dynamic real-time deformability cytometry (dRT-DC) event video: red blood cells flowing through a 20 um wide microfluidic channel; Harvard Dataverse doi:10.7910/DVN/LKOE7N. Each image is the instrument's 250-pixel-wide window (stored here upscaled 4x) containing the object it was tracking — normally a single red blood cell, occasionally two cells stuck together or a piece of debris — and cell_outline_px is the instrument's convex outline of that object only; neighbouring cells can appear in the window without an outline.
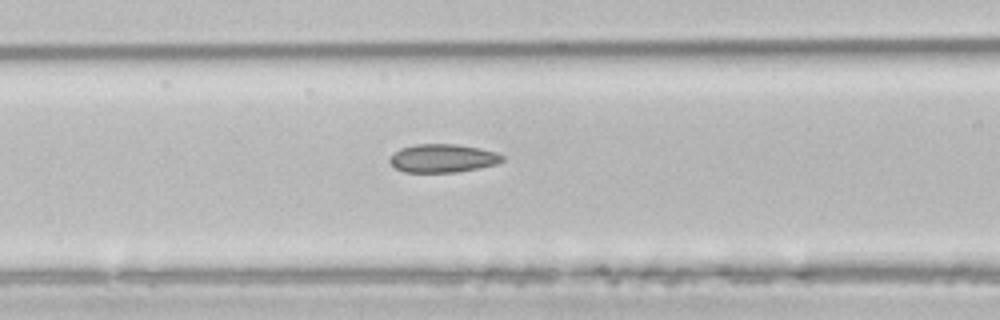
{"species": "common noctule bat (a hibernating species)", "species_latin": "Nyctalus noctula", "temperature_condition": "room temperature", "stored_images_in_passage": 5, "camera_frame_rate_fps": 3000, "um_per_image_px": 0.085, "animal": {"sex": "male", "body_mass_g": 21.5, "forearm_length_mm": 52.0}, "frame": {"image": 1, "passage_image": 5, "time_ms": 6.667, "image_size_px": [1000, 320], "cell_outline_px": [[504, 160], [496, 164], [456, 172], [404, 172], [396, 168], [388, 160], [392, 152], [400, 148], [416, 144], [456, 144], [480, 148], [496, 152], [504, 156]], "centroid_in_image_um": [37.61, 13.44], "position_along_channel_um": 129.0, "area_um2": 18.61}}